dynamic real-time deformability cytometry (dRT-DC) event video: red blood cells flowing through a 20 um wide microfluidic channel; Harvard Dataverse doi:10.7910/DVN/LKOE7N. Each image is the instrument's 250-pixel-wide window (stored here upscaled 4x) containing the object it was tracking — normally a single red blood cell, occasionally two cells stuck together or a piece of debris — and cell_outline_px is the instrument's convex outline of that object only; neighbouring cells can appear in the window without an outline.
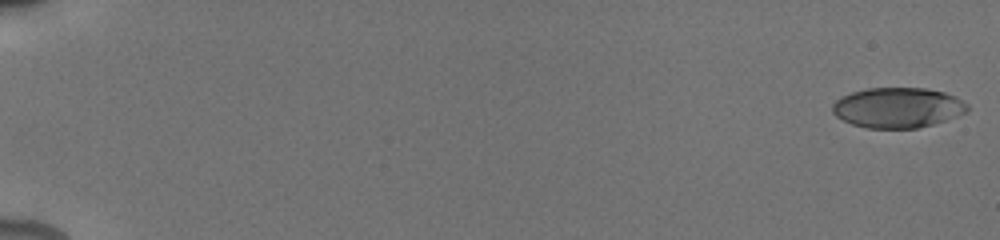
{"species": "human", "species_latin": "Homo sapiens", "temperature_condition": "cold", "stored_images_in_passage": 8, "camera_frame_rate_fps": 3000, "um_per_image_px": 0.085, "donor": {"sex": "male"}, "frame": {"image": 1, "passage_image": 1, "time_ms": 0.0, "image_size_px": [1000, 240], "cell_outline_px": [[968, 112], [932, 124], [916, 128], [868, 128], [852, 124], [836, 116], [832, 112], [832, 104], [840, 96], [852, 92], [868, 88], [924, 88], [944, 92], [956, 96], [968, 104]], "centroid_in_image_um": [76.3, 9.14], "position_along_channel_um": 8.7, "area_um2": 31.62}}
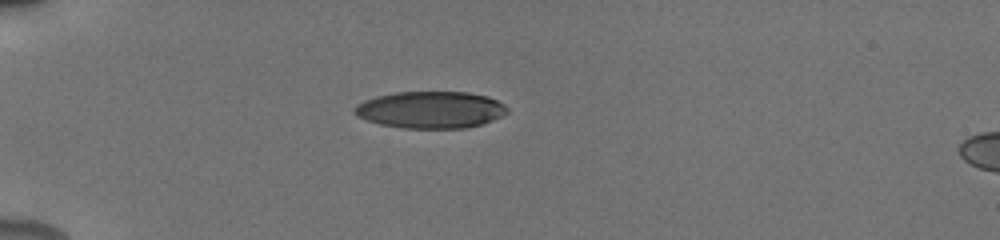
{"frame": {"image": 2, "passage_image": 7, "time_ms": 5.333, "image_size_px": [1000, 240], "cell_outline_px": [[508, 112], [492, 120], [480, 124], [464, 128], [404, 128], [380, 124], [356, 116], [352, 112], [352, 108], [356, 104], [364, 100], [376, 96], [396, 92], [468, 92], [488, 96], [504, 104], [508, 108]], "centroid_in_image_um": [36.56, 9.32], "position_along_channel_um": 48.4, "area_um2": 32.89}}